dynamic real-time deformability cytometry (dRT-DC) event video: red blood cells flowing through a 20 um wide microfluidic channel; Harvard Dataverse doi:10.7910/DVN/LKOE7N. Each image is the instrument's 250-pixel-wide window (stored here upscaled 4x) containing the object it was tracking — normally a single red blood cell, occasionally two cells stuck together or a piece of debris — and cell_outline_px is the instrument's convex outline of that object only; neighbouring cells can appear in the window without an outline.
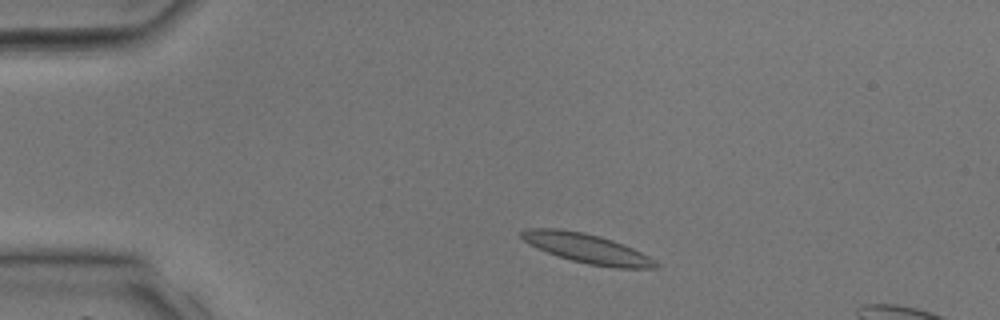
{"species": "common noctule bat (a hibernating species)", "species_latin": "Nyctalus noctula", "temperature_condition": "room temperature", "stored_images_in_passage": 34, "camera_frame_rate_fps": 3000, "um_per_image_px": 0.085, "animal": {"sex": "male", "body_mass_g": 17.9, "forearm_length_mm": 54.2}, "frame": {"image": 1, "passage_image": 3, "time_ms": 0.667, "image_size_px": [1000, 320], "cell_outline_px": [[660, 264], [656, 268], [616, 268], [588, 264], [572, 260], [536, 248], [528, 244], [520, 236], [520, 232], [528, 228], [560, 228], [584, 232], [600, 236], [612, 240], [632, 248], [656, 260]], "centroid_in_image_um": [49.88, 21.11], "position_along_channel_um": 35.1, "area_um2": 22.95}}
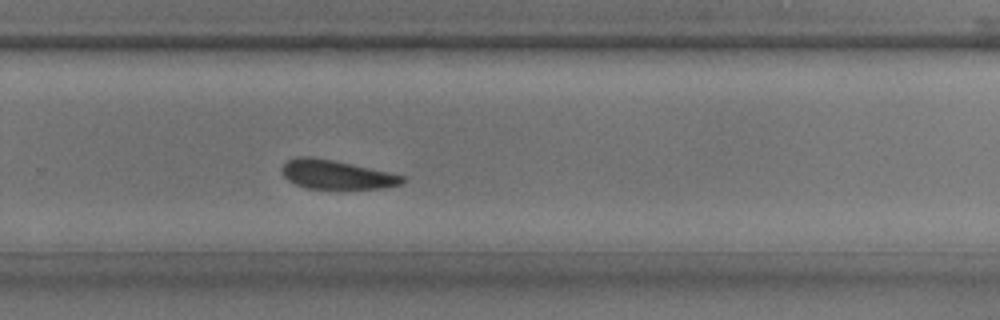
{"frame": {"image": 2, "passage_image": 21, "time_ms": 6.667, "image_size_px": [1000, 320], "cell_outline_px": [[404, 184], [384, 188], [304, 188], [288, 180], [284, 176], [280, 168], [288, 160], [300, 156], [312, 156], [332, 160], [388, 172], [404, 176]], "centroid_in_image_um": [28.57, 14.84], "position_along_channel_um": 301.2, "area_um2": 20.11}}
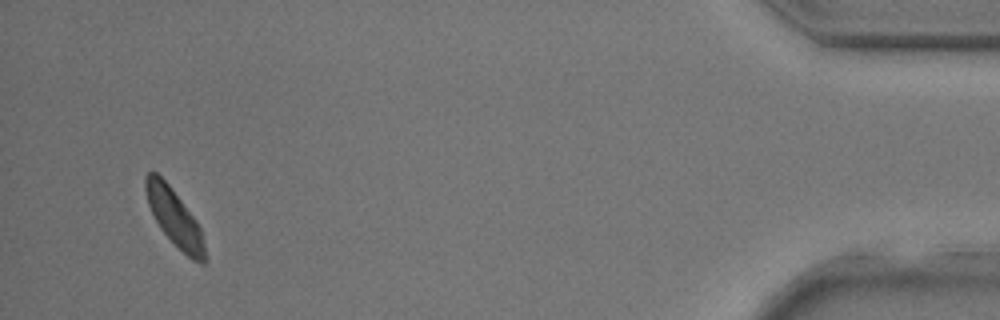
{"frame": {"image": 3, "passage_image": 32, "time_ms": 10.333, "image_size_px": [1000, 320], "cell_outline_px": [[208, 260], [204, 264], [200, 264], [192, 260], [160, 228], [148, 204], [144, 188], [144, 176], [148, 172], [156, 172], [168, 184], [196, 220], [200, 228]], "centroid_in_image_um": [14.84, 18.5], "position_along_channel_um": 420.4, "area_um2": 19.31}}